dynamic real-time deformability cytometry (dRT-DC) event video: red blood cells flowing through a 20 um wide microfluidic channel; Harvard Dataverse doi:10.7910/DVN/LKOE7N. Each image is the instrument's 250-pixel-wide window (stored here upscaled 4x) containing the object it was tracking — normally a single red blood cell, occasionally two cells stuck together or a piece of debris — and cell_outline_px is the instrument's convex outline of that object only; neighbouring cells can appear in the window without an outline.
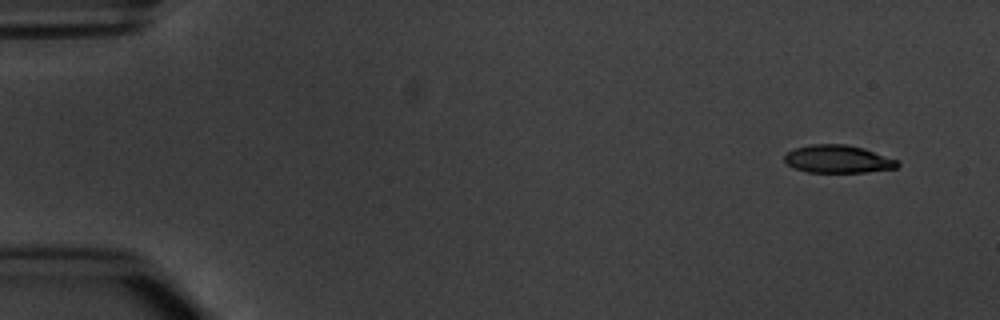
{"species": "common noctule bat (a hibernating species)", "species_latin": "Nyctalus noctula", "temperature_condition": "warm", "stored_images_in_passage": 7, "camera_frame_rate_fps": 3000, "um_per_image_px": 0.085, "animal": {"sex": "male", "body_mass_g": 20.1, "forearm_length_mm": 53.5}, "frame": {"image": 1, "passage_image": 1, "time_ms": 0.0, "image_size_px": [1000, 320], "cell_outline_px": [[900, 164], [896, 168], [864, 172], [808, 172], [796, 168], [788, 164], [784, 160], [784, 156], [788, 152], [796, 148], [812, 144], [844, 144], [864, 148], [896, 160]], "centroid_in_image_um": [71.22, 13.52], "position_along_channel_um": 13.8, "area_um2": 18.03}}
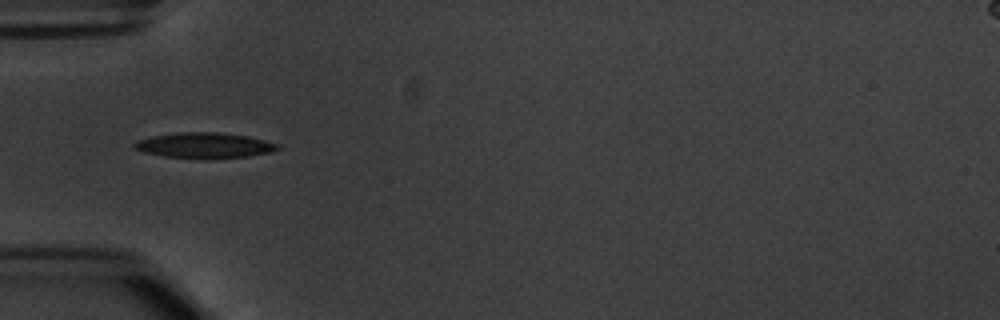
{"frame": {"image": 2, "passage_image": 5, "time_ms": 4.667, "image_size_px": [1000, 320], "cell_outline_px": [[280, 148], [272, 152], [248, 156], [208, 160], [204, 160], [164, 156], [144, 152], [132, 148], [132, 144], [136, 140], [152, 136], [176, 132], [220, 132], [248, 136], [280, 144]], "centroid_in_image_um": [17.36, 12.37], "position_along_channel_um": 67.6, "area_um2": 21.85}}